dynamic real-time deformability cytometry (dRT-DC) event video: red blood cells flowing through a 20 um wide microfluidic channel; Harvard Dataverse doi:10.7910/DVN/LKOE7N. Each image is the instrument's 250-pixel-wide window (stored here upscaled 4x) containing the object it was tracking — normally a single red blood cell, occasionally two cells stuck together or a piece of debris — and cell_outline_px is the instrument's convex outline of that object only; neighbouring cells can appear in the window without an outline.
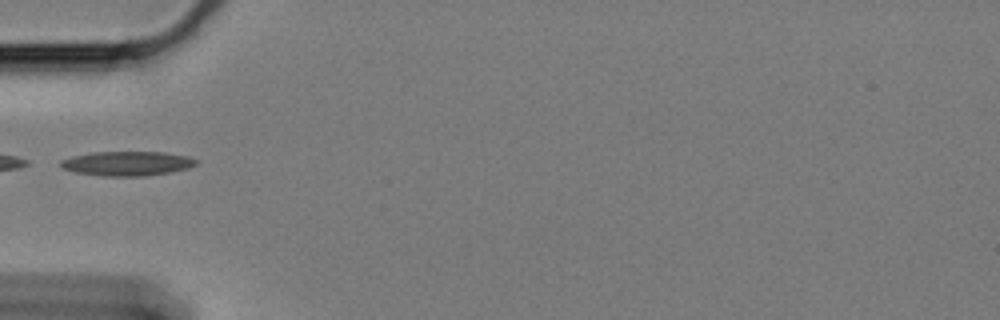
{"species": "Egyptian fruit bat (a non-hibernating species)", "species_latin": "Rousettus aegyptiacus", "temperature_condition": "cold", "stored_images_in_passage": 40, "camera_frame_rate_fps": 3000, "um_per_image_px": 0.085, "animal": {"sex": "female"}, "frame": {"image": 1, "passage_image": 1, "time_ms": 0.0, "image_size_px": [1000, 320], "cell_outline_px": [[196, 164], [184, 168], [168, 172], [144, 176], [104, 176], [76, 172], [64, 168], [60, 164], [60, 160], [72, 156], [92, 152], [164, 152], [188, 156], [196, 160]], "centroid_in_image_um": [10.76, 13.88], "position_along_channel_um": 74.2, "area_um2": 18.96}}